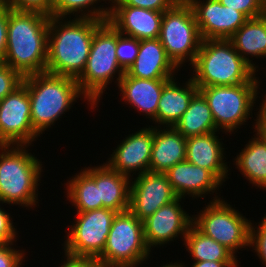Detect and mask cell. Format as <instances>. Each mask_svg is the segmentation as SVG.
Wrapping results in <instances>:
<instances>
[{"instance_id":"obj_4","label":"cell","mask_w":266,"mask_h":267,"mask_svg":"<svg viewBox=\"0 0 266 267\" xmlns=\"http://www.w3.org/2000/svg\"><path fill=\"white\" fill-rule=\"evenodd\" d=\"M22 83L28 89L31 123L39 136L83 94L75 78L46 72L23 77Z\"/></svg>"},{"instance_id":"obj_28","label":"cell","mask_w":266,"mask_h":267,"mask_svg":"<svg viewBox=\"0 0 266 267\" xmlns=\"http://www.w3.org/2000/svg\"><path fill=\"white\" fill-rule=\"evenodd\" d=\"M184 244L193 261H238L236 255L203 234L194 224L187 231Z\"/></svg>"},{"instance_id":"obj_6","label":"cell","mask_w":266,"mask_h":267,"mask_svg":"<svg viewBox=\"0 0 266 267\" xmlns=\"http://www.w3.org/2000/svg\"><path fill=\"white\" fill-rule=\"evenodd\" d=\"M116 47L117 30L108 20L104 21L95 30L85 69L76 79L79 90L83 93L82 97L88 100L91 109L98 106V100L115 74H118L116 85L125 74L118 64Z\"/></svg>"},{"instance_id":"obj_14","label":"cell","mask_w":266,"mask_h":267,"mask_svg":"<svg viewBox=\"0 0 266 267\" xmlns=\"http://www.w3.org/2000/svg\"><path fill=\"white\" fill-rule=\"evenodd\" d=\"M191 5L202 40L229 39L248 18L219 0H187ZM203 2V3H202Z\"/></svg>"},{"instance_id":"obj_43","label":"cell","mask_w":266,"mask_h":267,"mask_svg":"<svg viewBox=\"0 0 266 267\" xmlns=\"http://www.w3.org/2000/svg\"><path fill=\"white\" fill-rule=\"evenodd\" d=\"M162 267H186V266L184 265V263H176L175 262L172 264V262H171L169 264L167 263V264L163 265Z\"/></svg>"},{"instance_id":"obj_7","label":"cell","mask_w":266,"mask_h":267,"mask_svg":"<svg viewBox=\"0 0 266 267\" xmlns=\"http://www.w3.org/2000/svg\"><path fill=\"white\" fill-rule=\"evenodd\" d=\"M150 252L143 222L127 210L114 216L103 253L96 260L101 267H136Z\"/></svg>"},{"instance_id":"obj_10","label":"cell","mask_w":266,"mask_h":267,"mask_svg":"<svg viewBox=\"0 0 266 267\" xmlns=\"http://www.w3.org/2000/svg\"><path fill=\"white\" fill-rule=\"evenodd\" d=\"M213 201L193 218V224L205 235L222 244L233 255L249 246L251 221L215 195Z\"/></svg>"},{"instance_id":"obj_16","label":"cell","mask_w":266,"mask_h":267,"mask_svg":"<svg viewBox=\"0 0 266 267\" xmlns=\"http://www.w3.org/2000/svg\"><path fill=\"white\" fill-rule=\"evenodd\" d=\"M152 127H144L123 139L106 164L129 178L133 171H139L138 175L148 172L153 144Z\"/></svg>"},{"instance_id":"obj_27","label":"cell","mask_w":266,"mask_h":267,"mask_svg":"<svg viewBox=\"0 0 266 267\" xmlns=\"http://www.w3.org/2000/svg\"><path fill=\"white\" fill-rule=\"evenodd\" d=\"M234 164L250 183L266 189V143L257 135L245 145Z\"/></svg>"},{"instance_id":"obj_34","label":"cell","mask_w":266,"mask_h":267,"mask_svg":"<svg viewBox=\"0 0 266 267\" xmlns=\"http://www.w3.org/2000/svg\"><path fill=\"white\" fill-rule=\"evenodd\" d=\"M23 77L4 62H0V101L18 88Z\"/></svg>"},{"instance_id":"obj_3","label":"cell","mask_w":266,"mask_h":267,"mask_svg":"<svg viewBox=\"0 0 266 267\" xmlns=\"http://www.w3.org/2000/svg\"><path fill=\"white\" fill-rule=\"evenodd\" d=\"M192 80L197 87L231 86L258 81L256 71L233 47L229 39L202 40ZM195 72V74H194Z\"/></svg>"},{"instance_id":"obj_20","label":"cell","mask_w":266,"mask_h":267,"mask_svg":"<svg viewBox=\"0 0 266 267\" xmlns=\"http://www.w3.org/2000/svg\"><path fill=\"white\" fill-rule=\"evenodd\" d=\"M83 170L99 186V201H102V208L117 213L129 210L131 179L128 176L116 172L106 163Z\"/></svg>"},{"instance_id":"obj_2","label":"cell","mask_w":266,"mask_h":267,"mask_svg":"<svg viewBox=\"0 0 266 267\" xmlns=\"http://www.w3.org/2000/svg\"><path fill=\"white\" fill-rule=\"evenodd\" d=\"M63 19L49 18L46 73L77 79L85 69L95 30L104 21L78 16Z\"/></svg>"},{"instance_id":"obj_1","label":"cell","mask_w":266,"mask_h":267,"mask_svg":"<svg viewBox=\"0 0 266 267\" xmlns=\"http://www.w3.org/2000/svg\"><path fill=\"white\" fill-rule=\"evenodd\" d=\"M49 18L41 12L8 7L4 63L22 77L46 72Z\"/></svg>"},{"instance_id":"obj_39","label":"cell","mask_w":266,"mask_h":267,"mask_svg":"<svg viewBox=\"0 0 266 267\" xmlns=\"http://www.w3.org/2000/svg\"><path fill=\"white\" fill-rule=\"evenodd\" d=\"M8 6L0 3V62H4L7 46Z\"/></svg>"},{"instance_id":"obj_18","label":"cell","mask_w":266,"mask_h":267,"mask_svg":"<svg viewBox=\"0 0 266 267\" xmlns=\"http://www.w3.org/2000/svg\"><path fill=\"white\" fill-rule=\"evenodd\" d=\"M168 181L176 195L205 197L203 195L216 193L222 183L207 169L195 166L186 160L177 163L165 172ZM216 190V191H215ZM202 195V196H201Z\"/></svg>"},{"instance_id":"obj_19","label":"cell","mask_w":266,"mask_h":267,"mask_svg":"<svg viewBox=\"0 0 266 267\" xmlns=\"http://www.w3.org/2000/svg\"><path fill=\"white\" fill-rule=\"evenodd\" d=\"M176 70L178 67L167 56L160 39L156 38L140 40L138 55L126 73L146 80L171 79Z\"/></svg>"},{"instance_id":"obj_22","label":"cell","mask_w":266,"mask_h":267,"mask_svg":"<svg viewBox=\"0 0 266 267\" xmlns=\"http://www.w3.org/2000/svg\"><path fill=\"white\" fill-rule=\"evenodd\" d=\"M160 128V129H159ZM153 127V144L148 172L165 173L186 160V137L174 127Z\"/></svg>"},{"instance_id":"obj_26","label":"cell","mask_w":266,"mask_h":267,"mask_svg":"<svg viewBox=\"0 0 266 267\" xmlns=\"http://www.w3.org/2000/svg\"><path fill=\"white\" fill-rule=\"evenodd\" d=\"M173 127L186 138L214 131L219 132L216 128L211 109L199 91L193 96L188 109Z\"/></svg>"},{"instance_id":"obj_23","label":"cell","mask_w":266,"mask_h":267,"mask_svg":"<svg viewBox=\"0 0 266 267\" xmlns=\"http://www.w3.org/2000/svg\"><path fill=\"white\" fill-rule=\"evenodd\" d=\"M170 79H141L129 76L126 72L118 83L125 104L128 102L151 120L157 115L158 103L164 85ZM127 101V102H126Z\"/></svg>"},{"instance_id":"obj_17","label":"cell","mask_w":266,"mask_h":267,"mask_svg":"<svg viewBox=\"0 0 266 267\" xmlns=\"http://www.w3.org/2000/svg\"><path fill=\"white\" fill-rule=\"evenodd\" d=\"M110 7L108 21L121 35L138 40L159 38L163 12L128 5Z\"/></svg>"},{"instance_id":"obj_44","label":"cell","mask_w":266,"mask_h":267,"mask_svg":"<svg viewBox=\"0 0 266 267\" xmlns=\"http://www.w3.org/2000/svg\"><path fill=\"white\" fill-rule=\"evenodd\" d=\"M265 99H263L262 105L266 108V94L264 96Z\"/></svg>"},{"instance_id":"obj_33","label":"cell","mask_w":266,"mask_h":267,"mask_svg":"<svg viewBox=\"0 0 266 267\" xmlns=\"http://www.w3.org/2000/svg\"><path fill=\"white\" fill-rule=\"evenodd\" d=\"M54 0H0V3L18 11H37L52 16Z\"/></svg>"},{"instance_id":"obj_5","label":"cell","mask_w":266,"mask_h":267,"mask_svg":"<svg viewBox=\"0 0 266 267\" xmlns=\"http://www.w3.org/2000/svg\"><path fill=\"white\" fill-rule=\"evenodd\" d=\"M0 150V203L34 207L42 162L24 145H2Z\"/></svg>"},{"instance_id":"obj_38","label":"cell","mask_w":266,"mask_h":267,"mask_svg":"<svg viewBox=\"0 0 266 267\" xmlns=\"http://www.w3.org/2000/svg\"><path fill=\"white\" fill-rule=\"evenodd\" d=\"M2 207H0V243H14L17 238V229H15L13 222Z\"/></svg>"},{"instance_id":"obj_31","label":"cell","mask_w":266,"mask_h":267,"mask_svg":"<svg viewBox=\"0 0 266 267\" xmlns=\"http://www.w3.org/2000/svg\"><path fill=\"white\" fill-rule=\"evenodd\" d=\"M140 46V40L121 35L117 31L116 56L118 64L126 72L134 63Z\"/></svg>"},{"instance_id":"obj_32","label":"cell","mask_w":266,"mask_h":267,"mask_svg":"<svg viewBox=\"0 0 266 267\" xmlns=\"http://www.w3.org/2000/svg\"><path fill=\"white\" fill-rule=\"evenodd\" d=\"M219 2L225 7L240 11L248 19L266 14L264 0H219Z\"/></svg>"},{"instance_id":"obj_42","label":"cell","mask_w":266,"mask_h":267,"mask_svg":"<svg viewBox=\"0 0 266 267\" xmlns=\"http://www.w3.org/2000/svg\"><path fill=\"white\" fill-rule=\"evenodd\" d=\"M238 261H194L191 267H238Z\"/></svg>"},{"instance_id":"obj_24","label":"cell","mask_w":266,"mask_h":267,"mask_svg":"<svg viewBox=\"0 0 266 267\" xmlns=\"http://www.w3.org/2000/svg\"><path fill=\"white\" fill-rule=\"evenodd\" d=\"M175 81L174 77L171 78L162 89L157 115L152 120L158 124V127L159 124L163 128L173 127L183 116L184 112L188 109L191 99L198 92V87L191 77L183 87L177 85Z\"/></svg>"},{"instance_id":"obj_21","label":"cell","mask_w":266,"mask_h":267,"mask_svg":"<svg viewBox=\"0 0 266 267\" xmlns=\"http://www.w3.org/2000/svg\"><path fill=\"white\" fill-rule=\"evenodd\" d=\"M217 131L186 138V161L209 170L222 184L227 179L228 166L224 159L223 143ZM225 162V163H224Z\"/></svg>"},{"instance_id":"obj_13","label":"cell","mask_w":266,"mask_h":267,"mask_svg":"<svg viewBox=\"0 0 266 267\" xmlns=\"http://www.w3.org/2000/svg\"><path fill=\"white\" fill-rule=\"evenodd\" d=\"M137 176L131 180L129 210L140 221L178 198L165 173L145 172Z\"/></svg>"},{"instance_id":"obj_40","label":"cell","mask_w":266,"mask_h":267,"mask_svg":"<svg viewBox=\"0 0 266 267\" xmlns=\"http://www.w3.org/2000/svg\"><path fill=\"white\" fill-rule=\"evenodd\" d=\"M66 261L59 267H101L94 258L73 257L65 254Z\"/></svg>"},{"instance_id":"obj_8","label":"cell","mask_w":266,"mask_h":267,"mask_svg":"<svg viewBox=\"0 0 266 267\" xmlns=\"http://www.w3.org/2000/svg\"><path fill=\"white\" fill-rule=\"evenodd\" d=\"M159 39L167 56L179 69L187 59L190 65L195 62L202 38L187 0H179L163 12Z\"/></svg>"},{"instance_id":"obj_36","label":"cell","mask_w":266,"mask_h":267,"mask_svg":"<svg viewBox=\"0 0 266 267\" xmlns=\"http://www.w3.org/2000/svg\"><path fill=\"white\" fill-rule=\"evenodd\" d=\"M178 1L179 0H111V5H128L132 7L164 12L172 8Z\"/></svg>"},{"instance_id":"obj_35","label":"cell","mask_w":266,"mask_h":267,"mask_svg":"<svg viewBox=\"0 0 266 267\" xmlns=\"http://www.w3.org/2000/svg\"><path fill=\"white\" fill-rule=\"evenodd\" d=\"M256 228L257 230H255ZM251 246L259 259H261V262L264 263L263 265L266 266V215L259 222L258 227L251 223L249 247Z\"/></svg>"},{"instance_id":"obj_9","label":"cell","mask_w":266,"mask_h":267,"mask_svg":"<svg viewBox=\"0 0 266 267\" xmlns=\"http://www.w3.org/2000/svg\"><path fill=\"white\" fill-rule=\"evenodd\" d=\"M259 81L231 86L198 87V91L206 99L218 130L233 133L242 126L253 110L257 99Z\"/></svg>"},{"instance_id":"obj_11","label":"cell","mask_w":266,"mask_h":267,"mask_svg":"<svg viewBox=\"0 0 266 267\" xmlns=\"http://www.w3.org/2000/svg\"><path fill=\"white\" fill-rule=\"evenodd\" d=\"M116 213L107 208L77 212L75 224L68 229L65 254L97 259L103 253Z\"/></svg>"},{"instance_id":"obj_15","label":"cell","mask_w":266,"mask_h":267,"mask_svg":"<svg viewBox=\"0 0 266 267\" xmlns=\"http://www.w3.org/2000/svg\"><path fill=\"white\" fill-rule=\"evenodd\" d=\"M182 198L160 207L153 215L143 221L144 238L147 247L151 251V247L164 245L169 241L181 235L184 240L187 231L193 224V218L184 211L179 202ZM162 244V245H161ZM155 245V246H154Z\"/></svg>"},{"instance_id":"obj_12","label":"cell","mask_w":266,"mask_h":267,"mask_svg":"<svg viewBox=\"0 0 266 267\" xmlns=\"http://www.w3.org/2000/svg\"><path fill=\"white\" fill-rule=\"evenodd\" d=\"M30 107L28 89L23 83L0 101V146L27 148L36 140L39 135L31 123Z\"/></svg>"},{"instance_id":"obj_37","label":"cell","mask_w":266,"mask_h":267,"mask_svg":"<svg viewBox=\"0 0 266 267\" xmlns=\"http://www.w3.org/2000/svg\"><path fill=\"white\" fill-rule=\"evenodd\" d=\"M11 245L13 243H0V267H20L22 264L24 251L15 250Z\"/></svg>"},{"instance_id":"obj_25","label":"cell","mask_w":266,"mask_h":267,"mask_svg":"<svg viewBox=\"0 0 266 267\" xmlns=\"http://www.w3.org/2000/svg\"><path fill=\"white\" fill-rule=\"evenodd\" d=\"M229 40L239 55L256 70L258 66L249 57H266V14L248 19Z\"/></svg>"},{"instance_id":"obj_29","label":"cell","mask_w":266,"mask_h":267,"mask_svg":"<svg viewBox=\"0 0 266 267\" xmlns=\"http://www.w3.org/2000/svg\"><path fill=\"white\" fill-rule=\"evenodd\" d=\"M78 173L67 182V200L75 206L77 212L101 209L99 186L84 170Z\"/></svg>"},{"instance_id":"obj_41","label":"cell","mask_w":266,"mask_h":267,"mask_svg":"<svg viewBox=\"0 0 266 267\" xmlns=\"http://www.w3.org/2000/svg\"><path fill=\"white\" fill-rule=\"evenodd\" d=\"M257 119L255 122V132L262 141L266 143V108L261 105L259 111L257 112Z\"/></svg>"},{"instance_id":"obj_30","label":"cell","mask_w":266,"mask_h":267,"mask_svg":"<svg viewBox=\"0 0 266 267\" xmlns=\"http://www.w3.org/2000/svg\"><path fill=\"white\" fill-rule=\"evenodd\" d=\"M98 2H100V0H54L52 16L66 18L67 15H70L71 13L74 14L76 12L75 15L80 13L79 18H91L98 19L100 21H107L111 8H94V4ZM90 6H92L93 9H91ZM89 9L91 10L89 11Z\"/></svg>"}]
</instances>
